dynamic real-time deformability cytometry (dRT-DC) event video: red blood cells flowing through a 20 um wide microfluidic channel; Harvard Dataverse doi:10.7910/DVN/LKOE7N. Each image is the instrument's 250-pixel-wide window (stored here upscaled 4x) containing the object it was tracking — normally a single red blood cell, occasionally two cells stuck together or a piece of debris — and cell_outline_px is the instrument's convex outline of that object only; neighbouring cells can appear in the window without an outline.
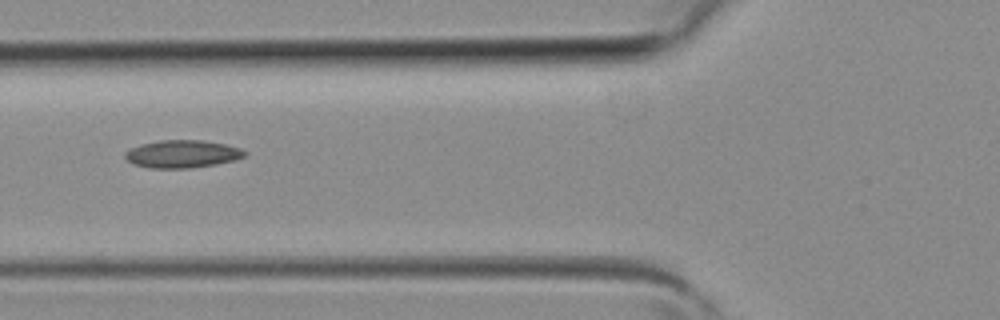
{"species": "common noctule bat (a hibernating species)", "species_latin": "Nyctalus noctula", "temperature_condition": "room temperature", "stored_images_in_passage": 4, "camera_frame_rate_fps": 3000, "um_per_image_px": 0.085, "animal": {"sex": "female", "body_mass_g": 19.3, "forearm_length_mm": 54.1}, "frame": {"image": 1, "passage_image": 4, "time_ms": 1.0, "image_size_px": [1000, 320], "cell_outline_px": [[248, 152], [244, 156], [236, 160], [216, 164], [192, 168], [148, 168], [132, 164], [124, 156], [124, 152], [132, 148], [144, 144], [160, 140], [200, 140], [224, 144], [240, 148]], "centroid_in_image_um": [15.5, 13.1], "position_along_channel_um": 110.3, "area_um2": 19.25}}